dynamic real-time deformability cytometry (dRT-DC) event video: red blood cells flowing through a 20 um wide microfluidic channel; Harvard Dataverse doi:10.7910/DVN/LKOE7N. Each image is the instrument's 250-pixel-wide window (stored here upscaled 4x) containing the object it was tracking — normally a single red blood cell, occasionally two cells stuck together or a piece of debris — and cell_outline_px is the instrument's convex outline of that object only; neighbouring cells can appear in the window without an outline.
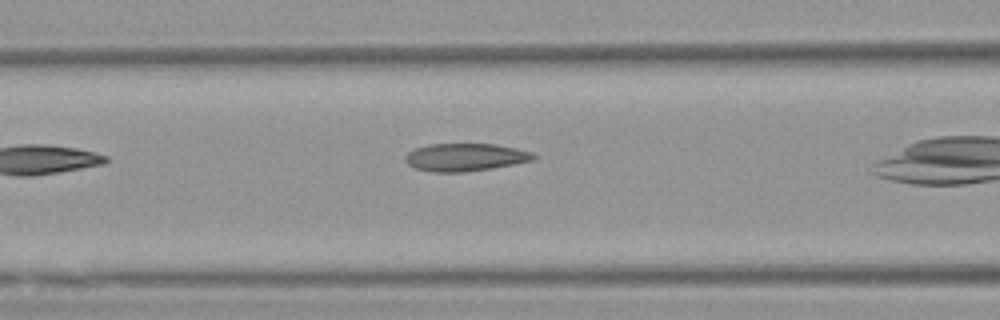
{"species": "Egyptian fruit bat (a non-hibernating species)", "species_latin": "Rousettus aegyptiacus", "temperature_condition": "warm", "stored_images_in_passage": 9, "camera_frame_rate_fps": 3000, "um_per_image_px": 0.085, "animal": {"sex": "female"}, "frame": {"image": 1, "passage_image": 4, "time_ms": 1.0, "image_size_px": [1000, 320], "cell_outline_px": [[536, 156], [532, 160], [492, 168], [464, 172], [432, 172], [416, 168], [408, 164], [404, 160], [404, 156], [408, 152], [416, 148], [428, 144], [496, 144], [516, 148], [532, 152]], "centroid_in_image_um": [39.51, 13.36], "position_along_channel_um": 127.1, "area_um2": 20.63}}